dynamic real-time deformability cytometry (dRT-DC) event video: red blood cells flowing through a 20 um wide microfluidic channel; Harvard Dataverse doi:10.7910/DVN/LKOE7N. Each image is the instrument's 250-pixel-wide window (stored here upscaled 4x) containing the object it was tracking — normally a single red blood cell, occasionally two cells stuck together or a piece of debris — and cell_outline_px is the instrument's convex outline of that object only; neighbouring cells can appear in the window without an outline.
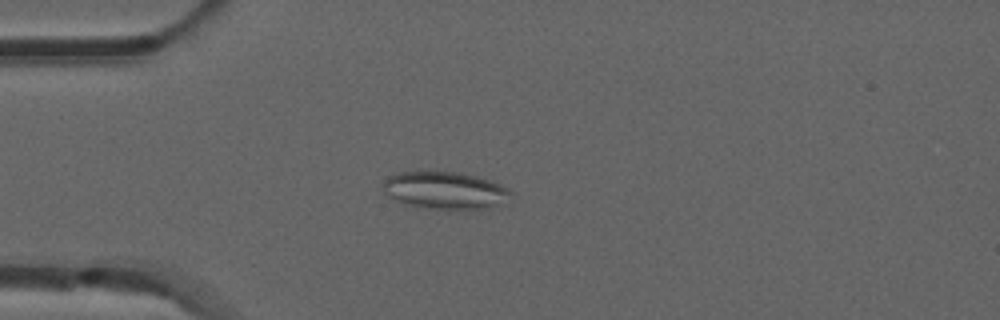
{"species": "common noctule bat (a hibernating species)", "species_latin": "Nyctalus noctula", "temperature_condition": "room temperature", "stored_images_in_passage": 51, "camera_frame_rate_fps": 3000, "um_per_image_px": 0.085, "animal": {"sex": "male", "forearm_length_mm": 52.5}, "frame": {"image": 1, "passage_image": 13, "time_ms": 4.0, "image_size_px": [1000, 320], "cell_outline_px": [[512, 196], [508, 204], [488, 208], [432, 208], [408, 204], [396, 200], [388, 196], [384, 192], [384, 180], [388, 176], [400, 172], [460, 172], [476, 176], [488, 180], [508, 188], [512, 192]], "centroid_in_image_um": [37.89, 16.18], "position_along_channel_um": 47.1, "area_um2": 27.57}}
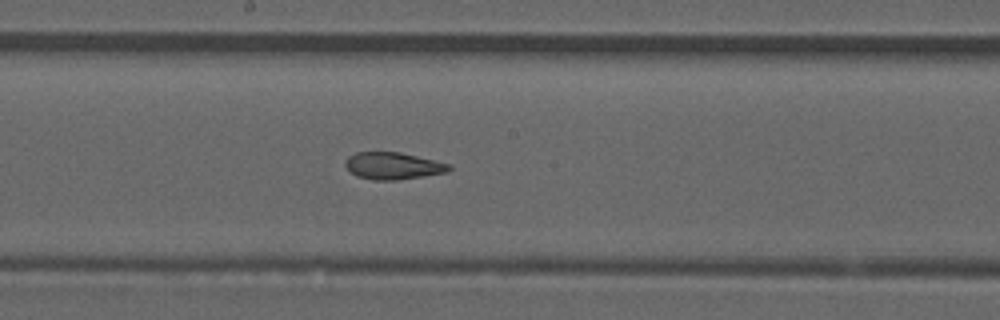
{"frame": {"image": 2, "passage_image": 27, "time_ms": 8.667, "image_size_px": [1000, 320], "cell_outline_px": [[452, 168], [448, 172], [424, 176], [396, 180], [372, 180], [356, 176], [344, 164], [344, 160], [348, 156], [356, 152], [400, 152], [452, 164]], "centroid_in_image_um": [33.42, 14.09], "position_along_channel_um": 214.8, "area_um2": 16.47}}
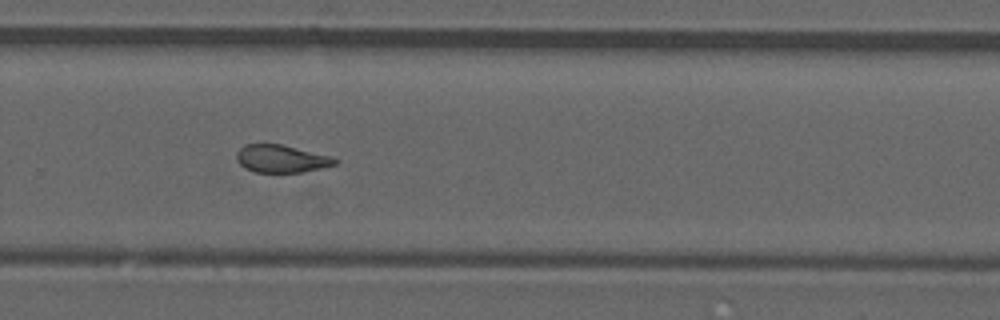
{"frame": {"image": 3, "passage_image": 34, "time_ms": 11.0, "image_size_px": [1000, 320], "cell_outline_px": [[340, 160], [336, 164], [320, 168], [300, 172], [256, 172], [244, 168], [236, 160], [236, 152], [244, 144], [280, 144], [332, 156]], "centroid_in_image_um": [23.9, 13.49], "position_along_channel_um": 305.9, "area_um2": 15.84}, "authors_computed_cell_mechanics": {"area_um2": 17.2244, "velocity_mm_per_s": 3.9282, "shape_relaxation_time_tau1_ms": null, "shape_relaxation_time_tau2_ms": 1.6539, "deformation_change_tau1": null, "deformation_change_tau2": 0.076}}